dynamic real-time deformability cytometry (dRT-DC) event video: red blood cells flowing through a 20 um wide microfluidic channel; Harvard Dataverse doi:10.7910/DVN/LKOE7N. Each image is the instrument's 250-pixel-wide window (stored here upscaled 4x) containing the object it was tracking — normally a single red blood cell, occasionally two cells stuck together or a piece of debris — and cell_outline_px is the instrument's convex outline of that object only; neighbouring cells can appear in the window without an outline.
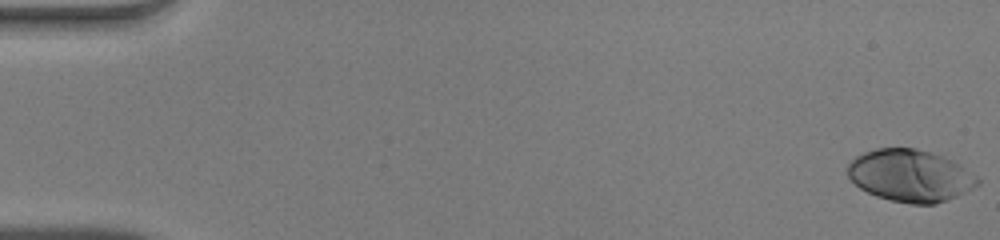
{"species": "human", "species_latin": "Homo sapiens", "temperature_condition": "warm", "stored_images_in_passage": 51, "camera_frame_rate_fps": 3000, "um_per_image_px": 0.085, "donor": {"sex": "male"}, "frame": {"image": 1, "passage_image": 1, "time_ms": 0.0, "image_size_px": [1000, 240], "cell_outline_px": [[980, 184], [956, 196], [936, 204], [912, 204], [892, 200], [876, 196], [860, 188], [848, 176], [848, 164], [856, 156], [864, 152], [876, 148], [916, 148], [952, 160], [960, 164], [976, 176], [980, 180]], "centroid_in_image_um": [77.37, 14.93], "position_along_channel_um": 7.6, "area_um2": 39.13}}
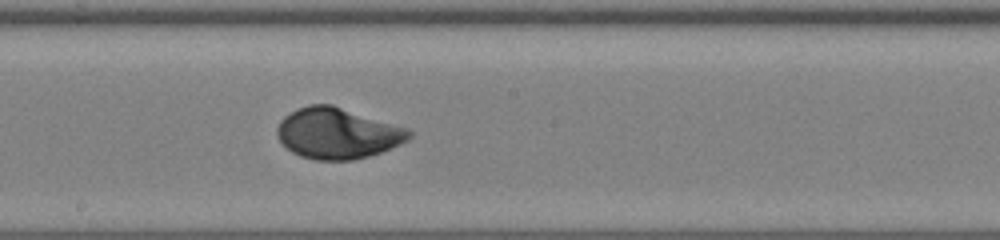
{"frame": {"image": 2, "passage_image": 29, "time_ms": 9.333, "image_size_px": [1000, 240], "cell_outline_px": [[412, 136], [408, 140], [400, 144], [380, 152], [368, 156], [352, 160], [316, 160], [300, 156], [292, 152], [276, 136], [276, 128], [280, 120], [284, 116], [308, 104], [332, 104], [408, 128], [412, 132]], "centroid_in_image_um": [28.69, 11.33], "position_along_channel_um": 219.5, "area_um2": 39.07}}
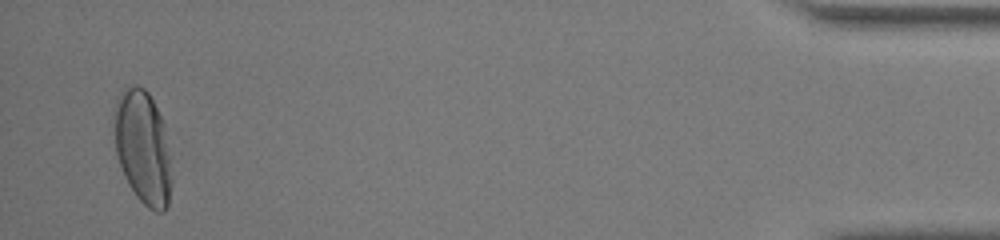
{"frame": {"image": 3, "passage_image": 50, "time_ms": 16.333, "image_size_px": [1000, 240], "cell_outline_px": [[172, 184], [168, 204], [164, 212], [156, 212], [148, 208], [136, 196], [128, 184], [124, 176], [116, 152], [116, 104], [124, 88], [136, 84], [144, 88], [148, 92], [164, 124], [172, 180]], "centroid_in_image_um": [12.17, 12.59], "position_along_channel_um": 423.0, "area_um2": 37.34}, "authors_computed_cell_mechanics": {"area_um2": 38.3792, "velocity_mm_per_s": 4.0514, "shape_relaxation_time_tau1_ms": 2.5922, "shape_relaxation_time_tau2_ms": null, "deformation_change_tau1": 0.17, "deformation_change_tau2": null}}